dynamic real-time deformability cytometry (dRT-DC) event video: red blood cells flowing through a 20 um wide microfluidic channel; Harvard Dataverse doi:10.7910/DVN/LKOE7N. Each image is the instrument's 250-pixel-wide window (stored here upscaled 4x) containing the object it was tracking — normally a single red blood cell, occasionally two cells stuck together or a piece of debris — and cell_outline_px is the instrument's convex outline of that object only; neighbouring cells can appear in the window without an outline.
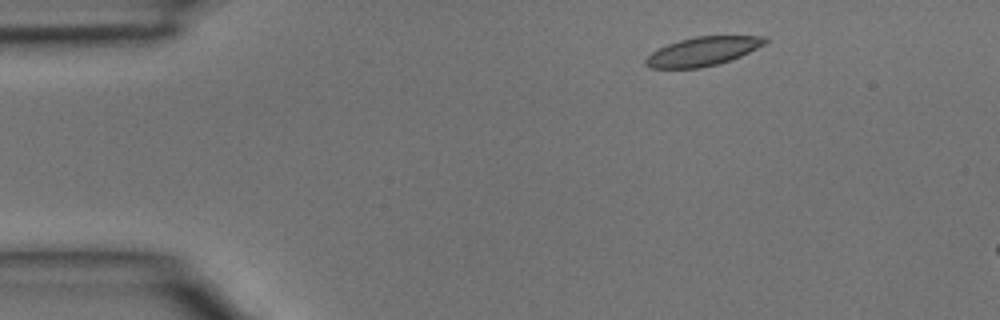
{"species": "common noctule bat (a hibernating species)", "species_latin": "Nyctalus noctula", "temperature_condition": "room temperature", "stored_images_in_passage": 3, "camera_frame_rate_fps": 3000, "um_per_image_px": 0.085, "animal": {"sex": "male", "body_mass_g": 15.6}, "frame": {"image": 1, "passage_image": 1, "time_ms": 0.0, "image_size_px": [1000, 320], "cell_outline_px": [[768, 40], [764, 44], [740, 56], [716, 64], [700, 68], [648, 68], [644, 64], [644, 60], [652, 52], [668, 44], [680, 40], [696, 36], [768, 36]], "centroid_in_image_um": [59.71, 4.36], "position_along_channel_um": 25.3, "area_um2": 19.83}}